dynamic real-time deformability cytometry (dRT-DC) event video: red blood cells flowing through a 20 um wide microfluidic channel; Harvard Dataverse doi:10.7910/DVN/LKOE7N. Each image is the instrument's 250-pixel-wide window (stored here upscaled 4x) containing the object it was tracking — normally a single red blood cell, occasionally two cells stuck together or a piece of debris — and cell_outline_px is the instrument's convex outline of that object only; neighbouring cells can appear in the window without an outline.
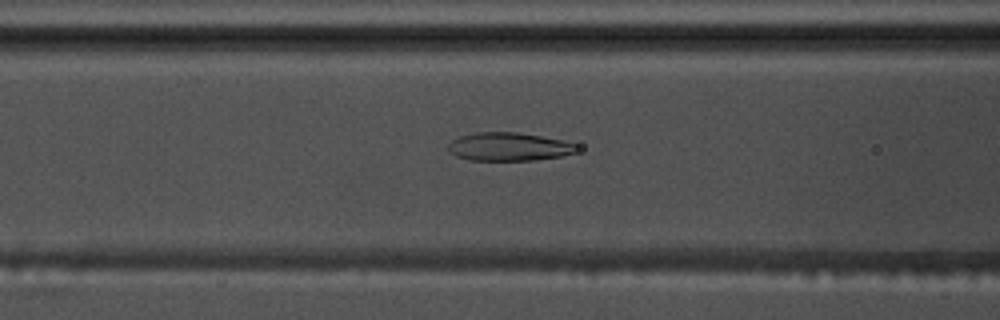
{"species": "common noctule bat (a hibernating species)", "species_latin": "Nyctalus noctula", "temperature_condition": "warm", "stored_images_in_passage": 56, "camera_frame_rate_fps": 3000, "um_per_image_px": 0.085, "animal": {"sex": "male", "body_mass_g": 17.5, "forearm_length_mm": 52.3}, "frame": {"image": 1, "passage_image": 23, "time_ms": 7.333, "image_size_px": [1000, 320], "cell_outline_px": [[576, 152], [560, 156], [536, 160], [468, 160], [456, 156], [448, 152], [448, 144], [452, 140], [460, 136], [476, 132], [516, 132], [540, 136], [560, 140], [576, 144]], "centroid_in_image_um": [43.19, 12.47], "position_along_channel_um": 123.4, "area_um2": 21.1}}
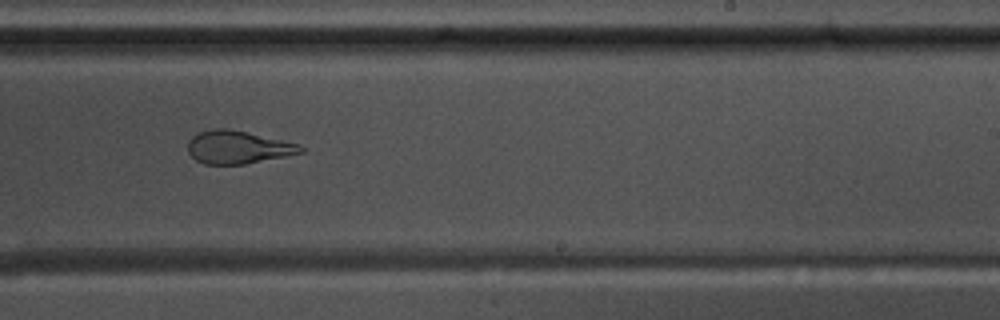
{"frame": {"image": 2, "passage_image": 35, "time_ms": 11.333, "image_size_px": [1000, 320], "cell_outline_px": [[304, 152], [244, 164], [204, 164], [196, 160], [188, 152], [188, 140], [192, 136], [200, 132], [212, 128], [228, 128], [300, 144], [304, 148]], "centroid_in_image_um": [20.19, 12.51], "position_along_channel_um": 268.8, "area_um2": 21.5}}
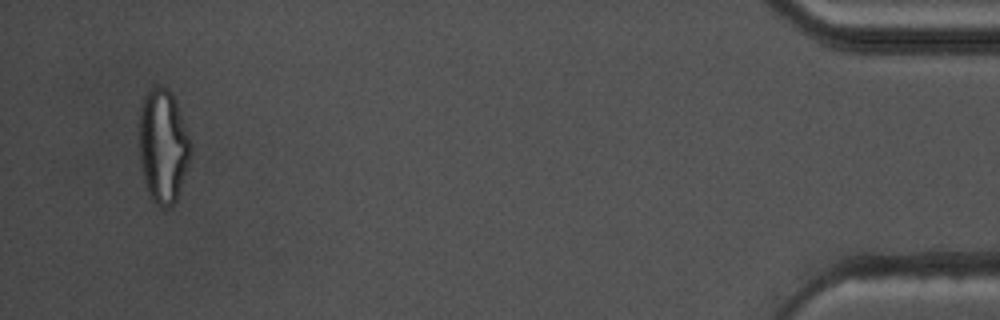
{"frame": {"image": 3, "passage_image": 54, "time_ms": 17.667, "image_size_px": [1000, 320], "cell_outline_px": [[192, 152], [176, 200], [172, 204], [164, 208], [160, 208], [152, 200], [144, 184], [140, 164], [140, 104], [148, 88], [168, 88], [172, 92], [192, 144]], "centroid_in_image_um": [13.85, 12.42], "position_along_channel_um": 421.3, "area_um2": 34.1}, "authors_computed_cell_mechanics": {"area_um2": 24.6228, "velocity_mm_per_s": 3.6417, "shape_relaxation_time_tau1_ms": null, "shape_relaxation_time_tau2_ms": 1.4809, "deformation_change_tau1": null, "deformation_change_tau2": 0.0978}}